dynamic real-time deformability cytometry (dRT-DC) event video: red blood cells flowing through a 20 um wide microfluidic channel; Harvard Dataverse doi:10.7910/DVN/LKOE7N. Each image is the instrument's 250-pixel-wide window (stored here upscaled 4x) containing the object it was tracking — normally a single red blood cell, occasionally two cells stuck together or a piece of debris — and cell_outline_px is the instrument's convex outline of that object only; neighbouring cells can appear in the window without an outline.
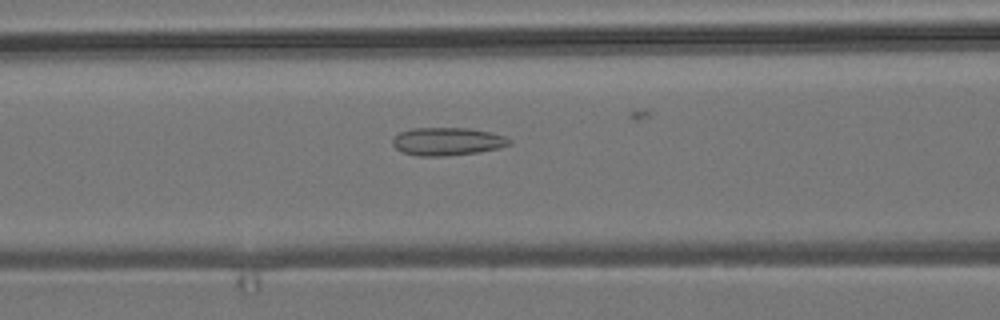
{"species": "common noctule bat (a hibernating species)", "species_latin": "Nyctalus noctula", "temperature_condition": "room temperature", "stored_images_in_passage": 42, "camera_frame_rate_fps": 3000, "um_per_image_px": 0.085, "animal": {"sex": "male", "body_mass_g": 19.2, "forearm_length_mm": 51.8}, "frame": {"image": 1, "passage_image": 22, "time_ms": 7.0, "image_size_px": [1000, 320], "cell_outline_px": [[512, 144], [500, 148], [476, 152], [444, 156], [416, 156], [400, 152], [392, 144], [392, 140], [400, 132], [412, 128], [468, 128], [488, 132], [504, 136], [512, 140]], "centroid_in_image_um": [38.01, 12.03], "position_along_channel_um": 128.6, "area_um2": 19.02}}
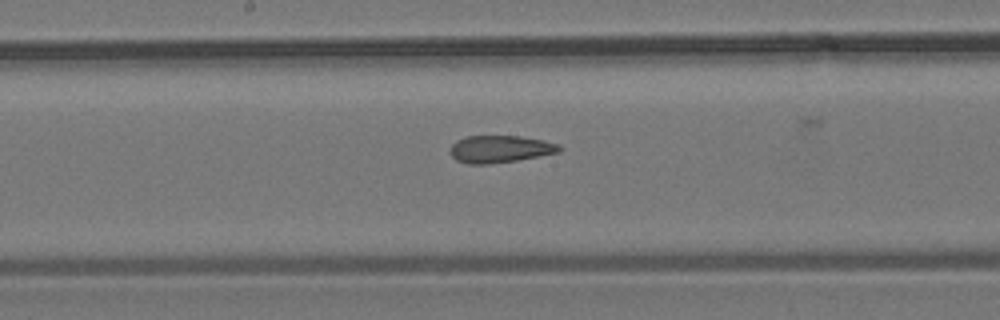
{"frame": {"image": 2, "passage_image": 28, "time_ms": 9.0, "image_size_px": [1000, 320], "cell_outline_px": [[564, 148], [560, 152], [516, 160], [488, 164], [468, 164], [456, 160], [448, 152], [452, 144], [456, 140], [464, 136], [520, 136], [544, 140], [560, 144]], "centroid_in_image_um": [42.5, 12.66], "position_along_channel_um": 205.7, "area_um2": 17.51}}
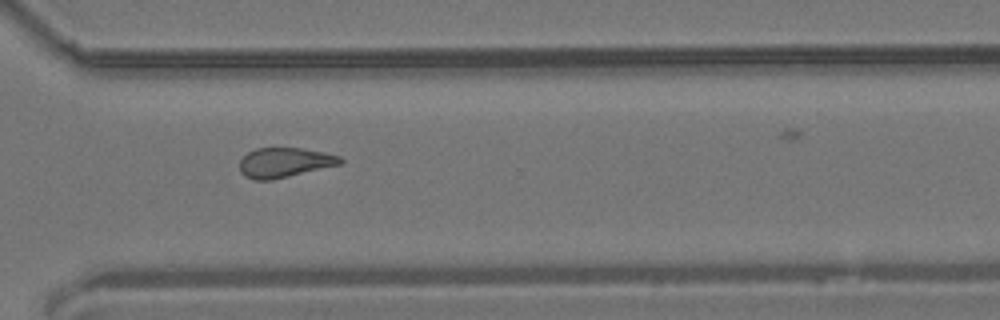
{"frame": {"image": 3, "passage_image": 39, "time_ms": 12.667, "image_size_px": [1000, 320], "cell_outline_px": [[344, 164], [272, 180], [252, 180], [244, 176], [240, 172], [240, 160], [248, 152], [256, 148], [304, 148], [324, 152], [340, 156], [344, 160]], "centroid_in_image_um": [24.22, 13.82], "position_along_channel_um": 346.4, "area_um2": 17.74}}